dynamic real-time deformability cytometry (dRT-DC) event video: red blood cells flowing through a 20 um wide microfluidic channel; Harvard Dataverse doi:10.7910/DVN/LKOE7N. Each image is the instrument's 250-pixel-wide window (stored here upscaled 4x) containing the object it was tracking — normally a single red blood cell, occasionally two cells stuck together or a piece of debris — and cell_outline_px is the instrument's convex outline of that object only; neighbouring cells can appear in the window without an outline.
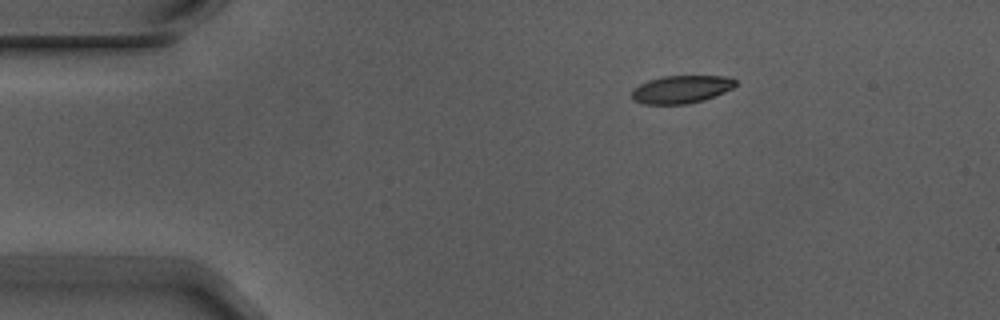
{"species": "Egyptian fruit bat (a non-hibernating species)", "species_latin": "Rousettus aegyptiacus", "temperature_condition": "warm", "stored_images_in_passage": 3, "camera_frame_rate_fps": 3000, "um_per_image_px": 0.085, "animal": {"sex": "male"}, "frame": {"image": 1, "passage_image": 1, "time_ms": 0.0, "image_size_px": [1000, 320], "cell_outline_px": [[736, 84], [732, 88], [724, 92], [704, 100], [688, 104], [644, 104], [632, 100], [632, 88], [648, 80], [664, 76], [728, 76], [736, 80]], "centroid_in_image_um": [57.89, 7.59], "position_along_channel_um": 27.1, "area_um2": 16.88}}